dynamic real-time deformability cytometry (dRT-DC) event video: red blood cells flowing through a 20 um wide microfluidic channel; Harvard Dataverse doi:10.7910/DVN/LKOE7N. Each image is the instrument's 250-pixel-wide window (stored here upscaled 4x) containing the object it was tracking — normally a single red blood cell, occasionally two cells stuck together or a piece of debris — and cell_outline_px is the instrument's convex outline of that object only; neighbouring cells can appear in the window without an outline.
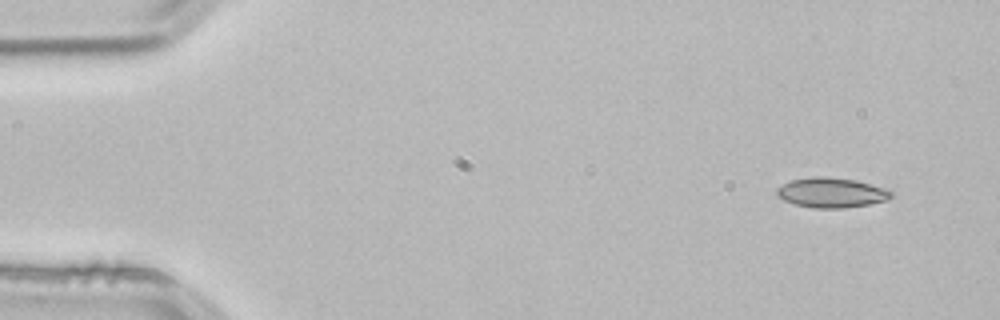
{"species": "common noctule bat (a hibernating species)", "species_latin": "Nyctalus noctula", "temperature_condition": "room temperature", "stored_images_in_passage": 14, "camera_frame_rate_fps": 3000, "um_per_image_px": 0.085, "animal": {"sex": "male", "body_mass_g": 21.5, "forearm_length_mm": 52.0}, "frame": {"image": 1, "passage_image": 1, "time_ms": 0.0, "image_size_px": [1000, 320], "cell_outline_px": [[892, 196], [888, 200], [868, 204], [844, 208], [812, 208], [796, 204], [784, 200], [776, 196], [776, 188], [792, 180], [812, 176], [824, 176], [856, 180], [892, 192]], "centroid_in_image_um": [70.62, 16.38], "position_along_channel_um": 14.4, "area_um2": 19.71}}
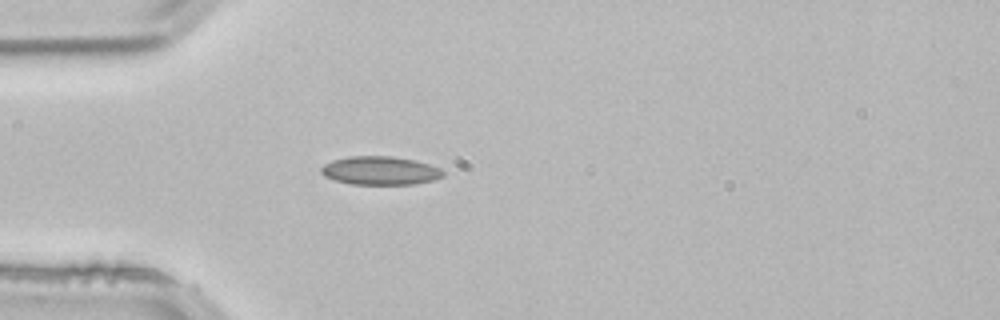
{"frame": {"image": 2, "passage_image": 12, "time_ms": 3.667, "image_size_px": [1000, 320], "cell_outline_px": [[444, 176], [432, 180], [416, 184], [352, 184], [336, 180], [324, 176], [320, 172], [320, 168], [324, 164], [332, 160], [348, 156], [392, 156], [416, 160], [440, 168], [444, 172]], "centroid_in_image_um": [32.31, 14.49], "position_along_channel_um": 52.7, "area_um2": 20.29}}